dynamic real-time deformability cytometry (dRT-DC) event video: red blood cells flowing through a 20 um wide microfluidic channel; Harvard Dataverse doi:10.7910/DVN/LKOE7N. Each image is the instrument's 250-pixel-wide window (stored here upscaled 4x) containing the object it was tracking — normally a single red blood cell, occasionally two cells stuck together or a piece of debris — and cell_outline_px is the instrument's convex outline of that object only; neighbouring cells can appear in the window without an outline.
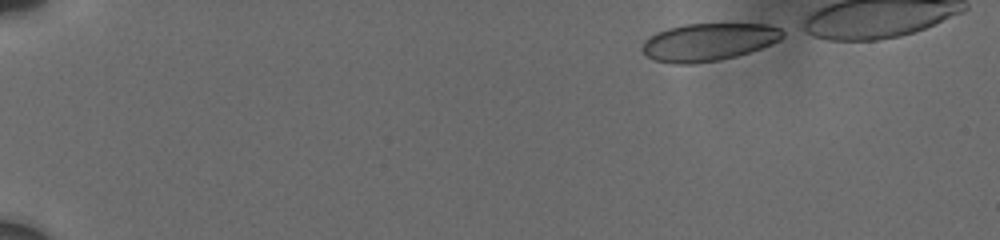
{"species": "human", "species_latin": "Homo sapiens", "temperature_condition": "cold", "stored_images_in_passage": 79, "camera_frame_rate_fps": 3000, "um_per_image_px": 0.085, "donor": {"sex": "male"}, "frame": {"image": 1, "passage_image": 1, "time_ms": 0.0, "image_size_px": [1000, 240], "cell_outline_px": [[784, 36], [780, 40], [760, 48], [736, 56], [720, 60], [692, 64], [672, 64], [652, 60], [644, 52], [644, 40], [648, 36], [656, 32], [668, 28], [684, 24], [768, 24], [780, 28], [784, 32]], "centroid_in_image_um": [60.21, 3.57], "position_along_channel_um": 24.8, "area_um2": 30.81}}
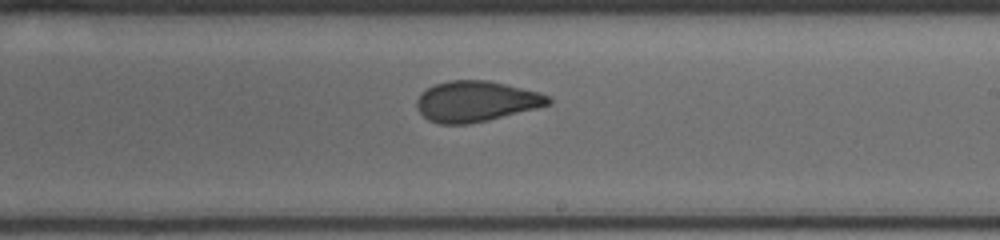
{"frame": {"image": 2, "passage_image": 52, "time_ms": 9.333, "image_size_px": [1000, 240], "cell_outline_px": [[552, 104], [488, 120], [468, 124], [440, 124], [428, 120], [416, 108], [416, 100], [420, 92], [436, 84], [448, 80], [488, 80], [540, 92], [548, 96], [552, 100]], "centroid_in_image_um": [40.45, 8.61], "position_along_channel_um": 248.6, "area_um2": 31.21}}
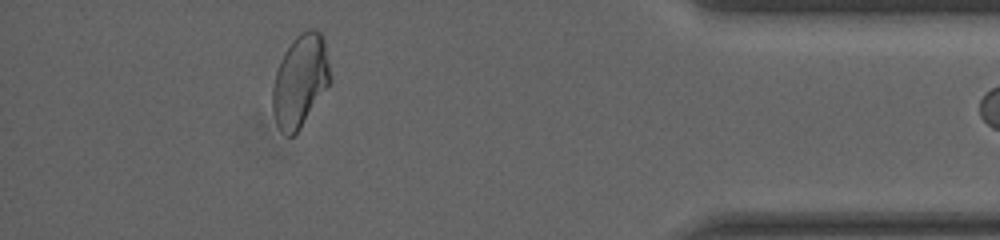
{"frame": {"image": 3, "passage_image": 77, "time_ms": 14.667, "image_size_px": [1000, 240], "cell_outline_px": [[328, 84], [300, 128], [292, 136], [288, 136], [280, 128], [276, 120], [272, 108], [272, 88], [276, 72], [280, 60], [284, 52], [292, 40], [300, 32], [308, 28], [312, 28], [320, 32], [324, 36], [328, 64]], "centroid_in_image_um": [25.48, 6.8], "position_along_channel_um": 409.7, "area_um2": 30.23}}